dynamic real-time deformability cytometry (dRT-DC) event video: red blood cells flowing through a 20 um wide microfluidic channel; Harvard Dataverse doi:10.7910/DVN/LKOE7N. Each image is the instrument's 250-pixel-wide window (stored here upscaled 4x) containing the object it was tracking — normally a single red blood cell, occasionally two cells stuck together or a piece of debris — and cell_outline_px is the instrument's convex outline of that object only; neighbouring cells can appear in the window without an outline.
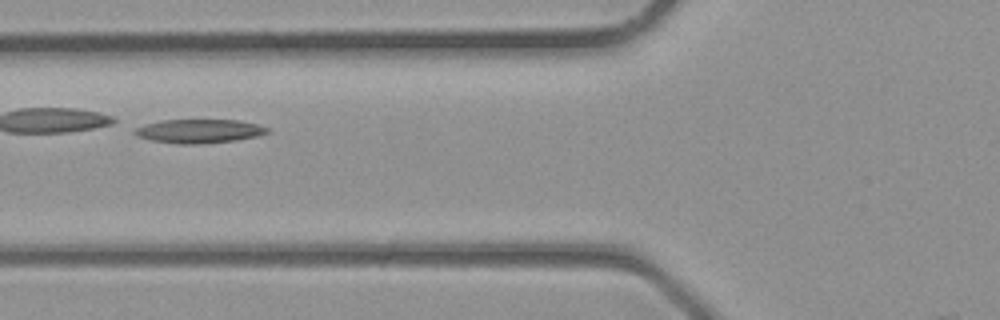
{"species": "common noctule bat (a hibernating species)", "species_latin": "Nyctalus noctula", "temperature_condition": "room temperature", "stored_images_in_passage": 3, "camera_frame_rate_fps": 3000, "um_per_image_px": 0.085, "animal": {"sex": "male", "body_mass_g": 23.1, "forearm_length_mm": 52.7}, "frame": {"image": 1, "passage_image": 3, "time_ms": 0.667, "image_size_px": [1000, 320], "cell_outline_px": [[268, 132], [256, 136], [236, 140], [200, 144], [176, 144], [152, 140], [136, 136], [132, 132], [136, 128], [144, 124], [160, 120], [240, 120], [256, 124], [268, 128]], "centroid_in_image_um": [16.87, 11.14], "position_along_channel_um": 108.9, "area_um2": 18.38}}